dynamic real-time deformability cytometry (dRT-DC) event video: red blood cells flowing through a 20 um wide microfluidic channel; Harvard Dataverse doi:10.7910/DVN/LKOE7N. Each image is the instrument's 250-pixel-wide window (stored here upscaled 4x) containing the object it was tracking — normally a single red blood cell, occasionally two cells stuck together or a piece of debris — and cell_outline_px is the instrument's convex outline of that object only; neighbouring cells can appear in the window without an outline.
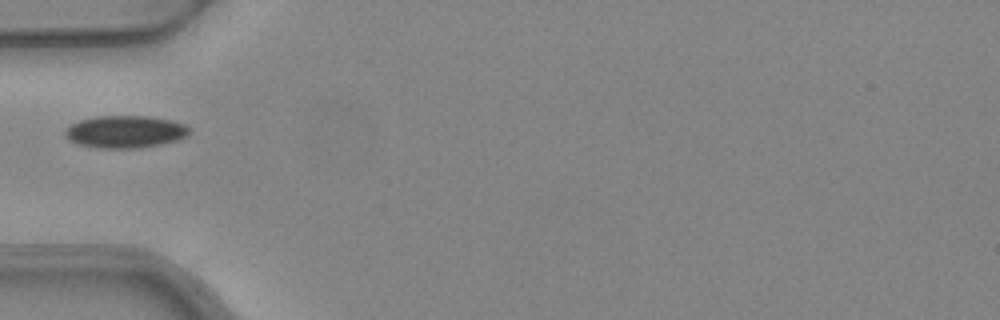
{"species": "common noctule bat (a hibernating species)", "species_latin": "Nyctalus noctula", "temperature_condition": "warm", "stored_images_in_passage": 36, "camera_frame_rate_fps": 3000, "um_per_image_px": 0.085, "animal": {"sex": "female", "body_mass_g": 24.6, "forearm_length_mm": 56.2}, "frame": {"image": 1, "passage_image": 1, "time_ms": 0.0, "image_size_px": [1000, 320], "cell_outline_px": [[192, 128], [188, 136], [176, 140], [160, 144], [140, 148], [96, 148], [80, 144], [68, 140], [64, 132], [68, 124], [80, 120], [96, 116], [148, 116], [172, 120], [184, 124]], "centroid_in_image_um": [10.64, 11.19], "position_along_channel_um": 74.4, "area_um2": 23.64}}
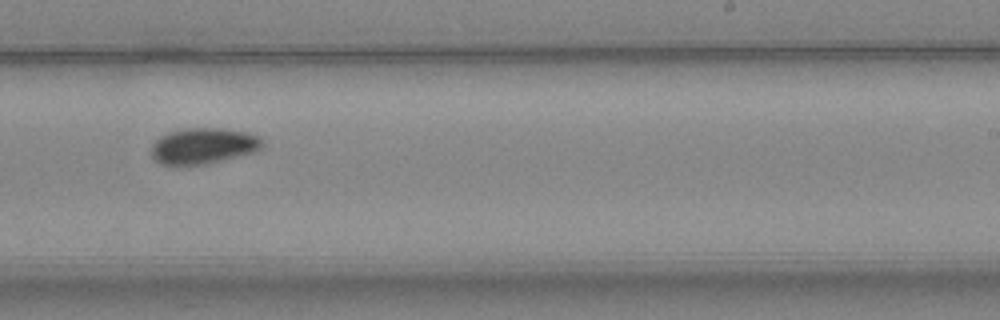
{"frame": {"image": 2, "passage_image": 16, "time_ms": 5.0, "image_size_px": [1000, 320], "cell_outline_px": [[264, 144], [256, 152], [204, 164], [172, 168], [160, 164], [152, 156], [152, 144], [160, 136], [168, 132], [184, 128], [220, 128], [248, 132], [264, 140]], "centroid_in_image_um": [17.24, 12.43], "position_along_channel_um": 271.8, "area_um2": 23.76}}
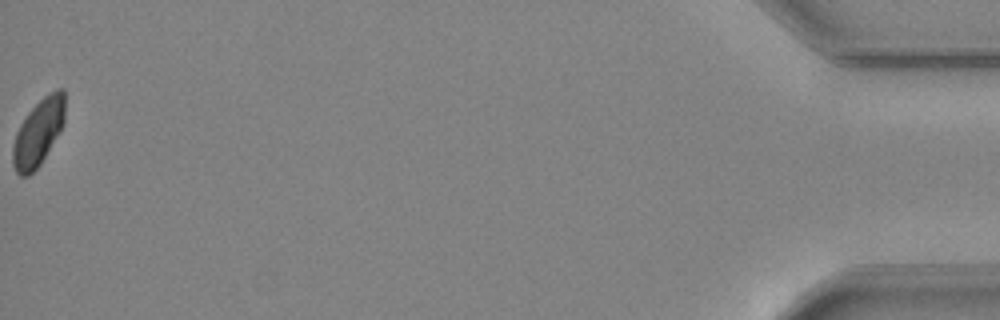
{"frame": {"image": 3, "passage_image": 36, "time_ms": 11.667, "image_size_px": [1000, 320], "cell_outline_px": [[64, 124], [40, 164], [28, 176], [20, 176], [16, 172], [12, 164], [12, 144], [16, 132], [20, 124], [28, 112], [48, 92], [56, 88], [64, 88]], "centroid_in_image_um": [3.24, 11.25], "position_along_channel_um": 432.0, "area_um2": 20.23}}